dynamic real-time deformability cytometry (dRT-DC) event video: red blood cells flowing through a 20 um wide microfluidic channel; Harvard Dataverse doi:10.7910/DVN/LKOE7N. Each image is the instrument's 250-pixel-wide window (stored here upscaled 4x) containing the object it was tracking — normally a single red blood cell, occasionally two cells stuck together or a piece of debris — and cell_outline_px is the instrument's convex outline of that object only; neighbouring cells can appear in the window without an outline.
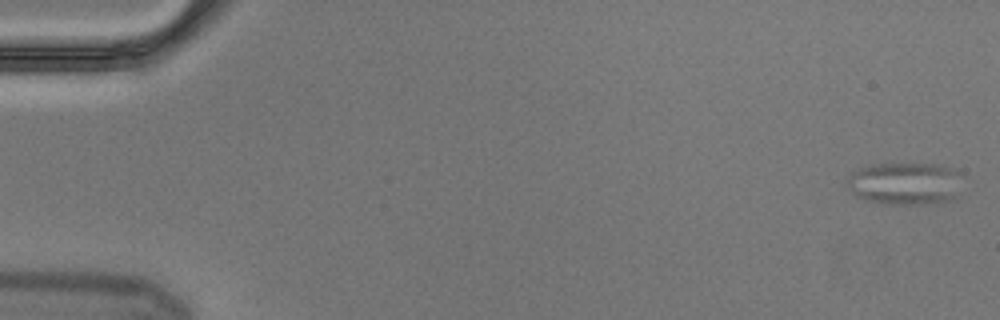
{"species": "Egyptian fruit bat (a non-hibernating species)", "species_latin": "Rousettus aegyptiacus", "temperature_condition": "cold", "stored_images_in_passage": 6, "camera_frame_rate_fps": 3000, "um_per_image_px": 0.085, "animal": {"sex": "male"}, "frame": {"image": 1, "passage_image": 1, "time_ms": 0.0, "image_size_px": [1000, 320], "cell_outline_px": [[960, 172], [956, 196], [952, 200], [936, 204], [880, 204], [864, 200], [856, 196], [848, 188], [844, 180], [852, 172], [860, 168], [872, 164], [936, 164], [952, 168]], "centroid_in_image_um": [76.87, 15.61], "position_along_channel_um": 8.1, "area_um2": 28.9}}
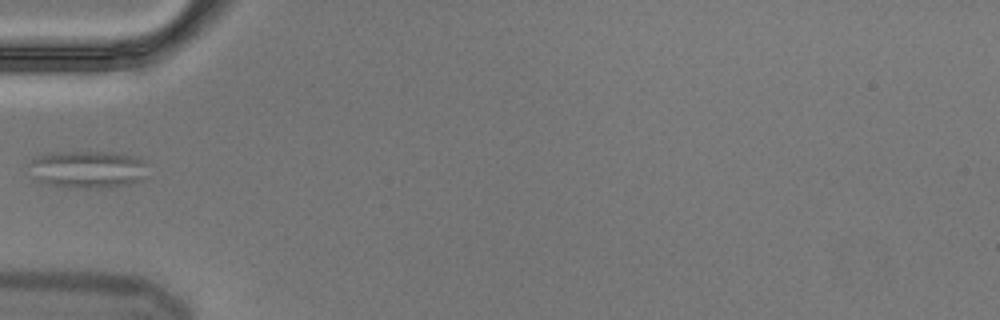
{"frame": {"image": 2, "passage_image": 6, "time_ms": 1.667, "image_size_px": [1000, 320], "cell_outline_px": [[144, 180], [132, 184], [96, 188], [64, 188], [44, 184], [36, 176], [28, 164], [28, 160], [36, 156], [52, 152], [116, 152], [140, 156], [144, 160]], "centroid_in_image_um": [7.46, 14.39], "position_along_channel_um": 77.5, "area_um2": 26.24}}